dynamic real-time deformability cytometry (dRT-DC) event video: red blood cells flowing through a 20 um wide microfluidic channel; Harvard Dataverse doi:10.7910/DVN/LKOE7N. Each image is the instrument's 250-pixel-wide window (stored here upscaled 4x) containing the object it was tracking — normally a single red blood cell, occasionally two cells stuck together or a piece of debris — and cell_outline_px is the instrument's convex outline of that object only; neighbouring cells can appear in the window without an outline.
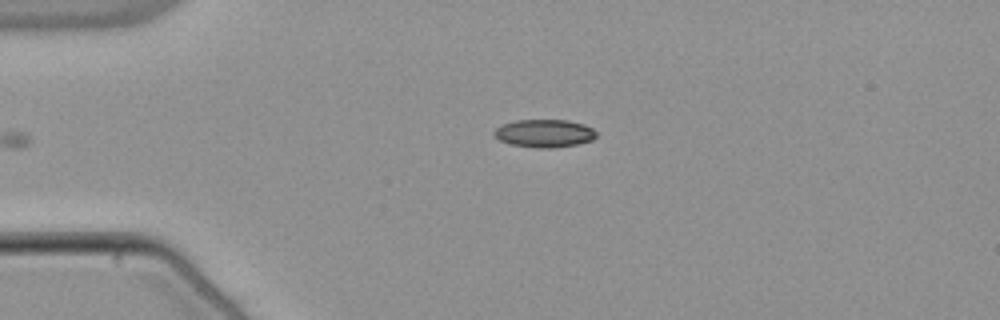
{"species": "common noctule bat (a hibernating species)", "species_latin": "Nyctalus noctula", "temperature_condition": "warm", "stored_images_in_passage": 38, "camera_frame_rate_fps": 3000, "um_per_image_px": 0.085, "animal": {"sex": "male", "body_mass_g": 21.5, "forearm_length_mm": 52.0}, "frame": {"image": 1, "passage_image": 1, "time_ms": 0.0, "image_size_px": [1000, 320], "cell_outline_px": [[596, 136], [592, 140], [576, 144], [556, 148], [536, 148], [512, 144], [500, 140], [492, 132], [500, 124], [516, 120], [568, 120], [584, 124], [592, 128], [596, 132]], "centroid_in_image_um": [46.27, 11.33], "position_along_channel_um": 38.7, "area_um2": 16.65}}
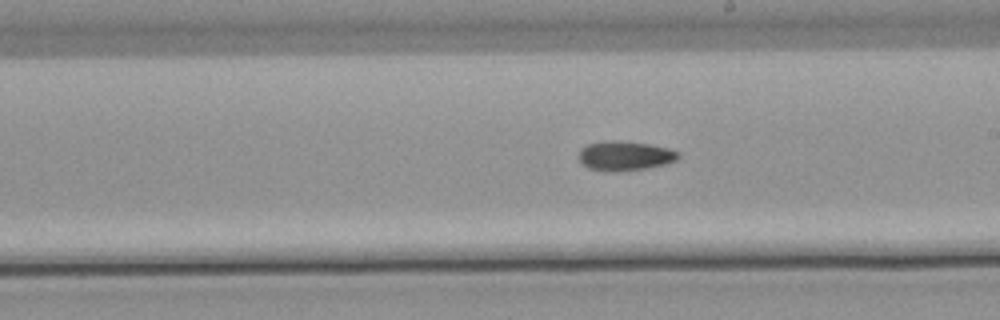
{"frame": {"image": 2, "passage_image": 19, "time_ms": 6.0, "image_size_px": [1000, 320], "cell_outline_px": [[680, 156], [676, 160], [664, 164], [648, 168], [616, 172], [588, 168], [580, 164], [576, 156], [580, 148], [588, 144], [608, 140], [616, 140], [648, 144], [668, 148], [676, 152]], "centroid_in_image_um": [53.03, 13.25], "position_along_channel_um": 236.0, "area_um2": 17.22}}
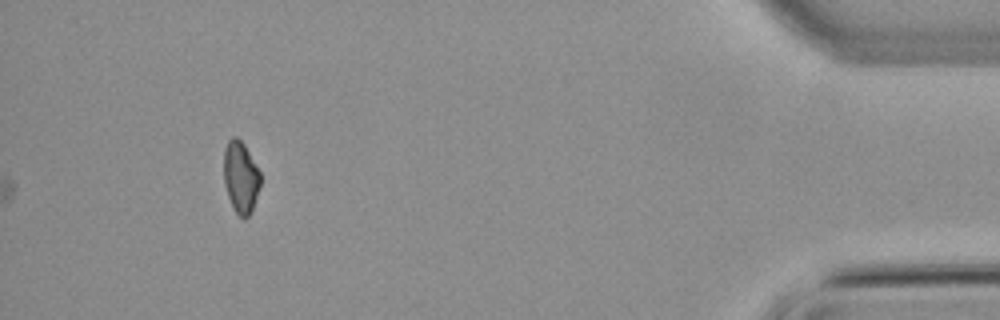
{"frame": {"image": 3, "passage_image": 38, "time_ms": 12.333, "image_size_px": [1000, 320], "cell_outline_px": [[260, 184], [252, 208], [248, 216], [244, 220], [236, 212], [228, 196], [224, 184], [224, 152], [228, 140], [232, 136], [236, 136], [244, 144], [260, 172]], "centroid_in_image_um": [20.45, 15.03], "position_along_channel_um": 414.8, "area_um2": 15.03}}